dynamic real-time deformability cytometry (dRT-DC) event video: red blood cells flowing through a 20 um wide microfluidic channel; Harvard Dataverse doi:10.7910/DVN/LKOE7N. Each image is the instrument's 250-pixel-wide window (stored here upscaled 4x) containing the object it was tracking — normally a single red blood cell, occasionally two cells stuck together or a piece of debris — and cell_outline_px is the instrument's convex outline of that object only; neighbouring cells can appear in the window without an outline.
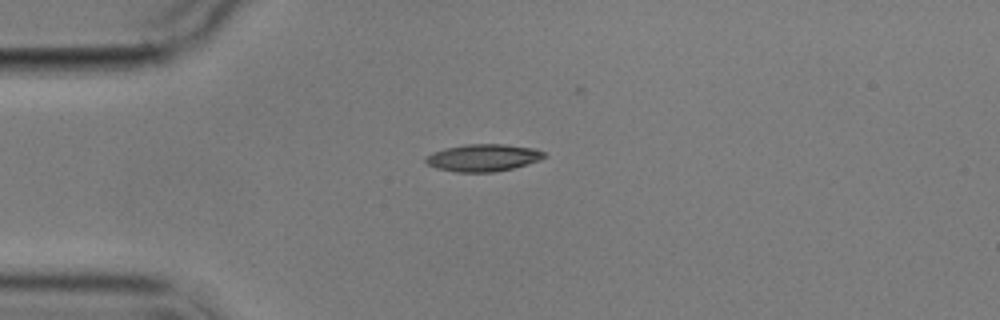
{"species": "common noctule bat (a hibernating species)", "species_latin": "Nyctalus noctula", "temperature_condition": "cold", "stored_images_in_passage": 5, "camera_frame_rate_fps": 3000, "um_per_image_px": 0.085, "animal": {"sex": "male", "body_mass_g": 17.9}, "frame": {"image": 1, "passage_image": 1, "time_ms": 0.0, "image_size_px": [1000, 320], "cell_outline_px": [[548, 156], [540, 160], [528, 164], [512, 168], [492, 172], [456, 172], [436, 168], [428, 164], [424, 160], [424, 156], [432, 152], [444, 148], [468, 144], [504, 144], [536, 148], [544, 152]], "centroid_in_image_um": [41.07, 13.4], "position_along_channel_um": 43.9, "area_um2": 18.96}}
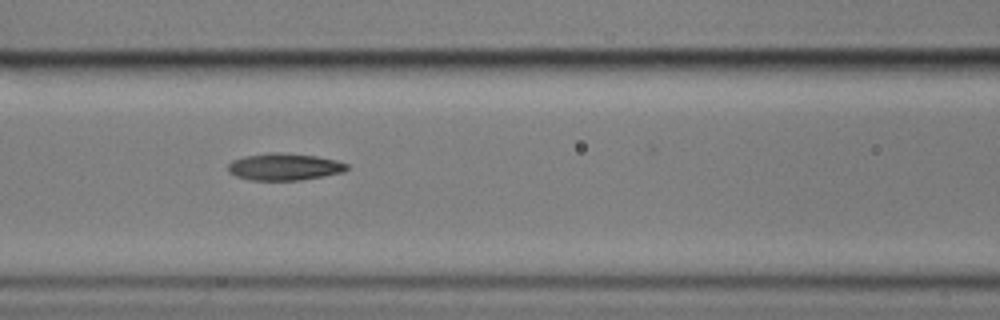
{"frame": {"image": 2, "passage_image": 4, "time_ms": 3.333, "image_size_px": [1000, 320], "cell_outline_px": [[348, 168], [344, 172], [324, 176], [300, 180], [252, 180], [236, 176], [228, 172], [228, 164], [232, 160], [244, 156], [272, 152], [280, 152], [316, 156], [336, 160], [348, 164]], "centroid_in_image_um": [24.17, 14.17], "position_along_channel_um": 142.4, "area_um2": 18.73}}
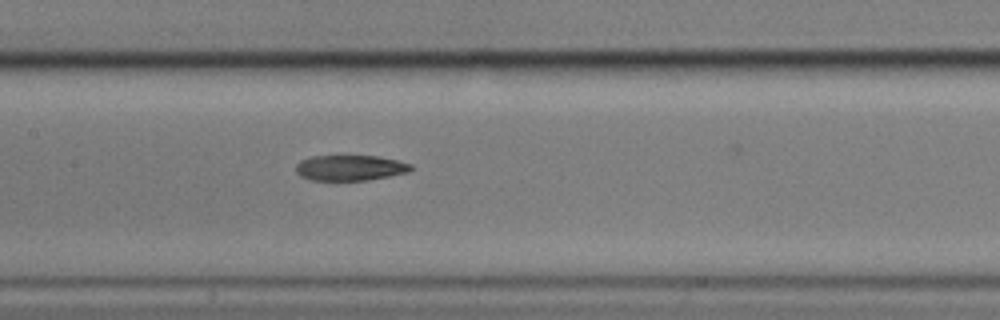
{"frame": {"image": 3, "passage_image": 5, "time_ms": 4.333, "image_size_px": [1000, 320], "cell_outline_px": [[412, 168], [408, 172], [368, 180], [312, 180], [300, 176], [296, 172], [296, 164], [300, 160], [312, 156], [376, 156], [396, 160], [412, 164]], "centroid_in_image_um": [29.73, 14.26], "position_along_channel_um": 177.7, "area_um2": 16.99}}